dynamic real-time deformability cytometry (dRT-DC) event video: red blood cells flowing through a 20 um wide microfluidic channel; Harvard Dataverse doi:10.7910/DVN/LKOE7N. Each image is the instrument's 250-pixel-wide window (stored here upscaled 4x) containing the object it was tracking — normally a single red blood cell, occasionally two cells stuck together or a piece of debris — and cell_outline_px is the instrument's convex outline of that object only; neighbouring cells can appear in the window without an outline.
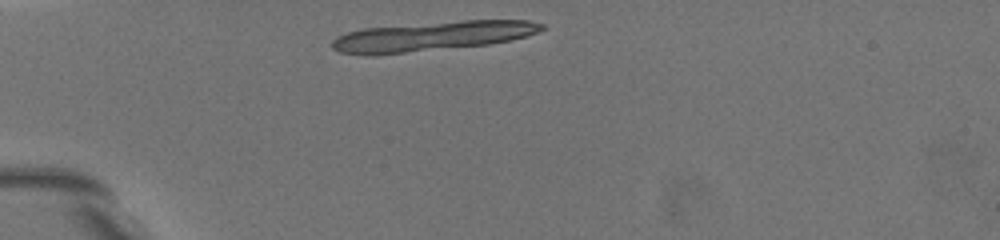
{"species": "common noctule bat (a hibernating species)", "species_latin": "Nyctalus noctula", "temperature_condition": "warm", "stored_images_in_passage": 10, "camera_frame_rate_fps": 3000, "um_per_image_px": 0.085, "animal": {"sex": "female", "body_mass_g": 19.5, "forearm_length_mm": 54.1}, "frame": {"image": 1, "passage_image": 1, "time_ms": 0.0, "image_size_px": [1000, 240], "cell_outline_px": [[548, 28], [540, 32], [508, 40], [488, 44], [376, 56], [364, 56], [340, 52], [332, 48], [332, 40], [336, 36], [348, 32], [364, 28], [460, 20], [528, 20], [544, 24]], "centroid_in_image_um": [36.7, 3.08], "position_along_channel_um": 48.3, "area_um2": 36.41}}